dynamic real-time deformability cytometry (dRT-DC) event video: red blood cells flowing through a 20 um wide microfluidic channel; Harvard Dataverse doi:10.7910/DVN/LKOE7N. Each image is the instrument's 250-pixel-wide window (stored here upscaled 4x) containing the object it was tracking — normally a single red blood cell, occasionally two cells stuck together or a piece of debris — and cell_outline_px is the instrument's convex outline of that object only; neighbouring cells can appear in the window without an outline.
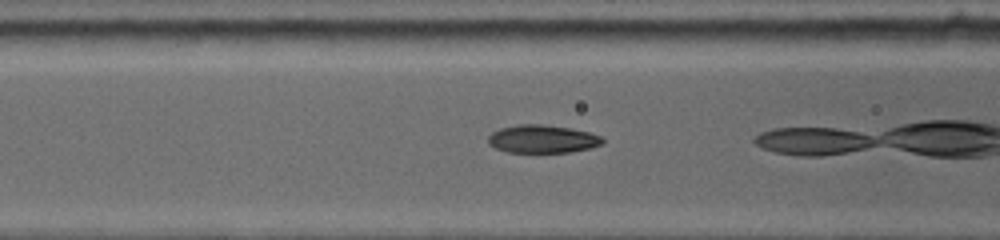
{"species": "common noctule bat (a hibernating species)", "species_latin": "Nyctalus noctula", "temperature_condition": "warm", "stored_images_in_passage": 16, "camera_frame_rate_fps": 4500, "um_per_image_px": 0.085, "animal": {"sex": "female", "body_mass_g": 19.0, "forearm_length_mm": 53.3}, "frame": {"image": 1, "passage_image": 5, "time_ms": 1.556, "image_size_px": [1000, 240], "cell_outline_px": [[604, 144], [592, 148], [568, 152], [504, 152], [488, 144], [488, 136], [492, 132], [500, 128], [516, 124], [544, 124], [572, 128], [588, 132], [600, 136], [604, 140]], "centroid_in_image_um": [46.1, 11.81], "position_along_channel_um": 120.5, "area_um2": 18.9}}